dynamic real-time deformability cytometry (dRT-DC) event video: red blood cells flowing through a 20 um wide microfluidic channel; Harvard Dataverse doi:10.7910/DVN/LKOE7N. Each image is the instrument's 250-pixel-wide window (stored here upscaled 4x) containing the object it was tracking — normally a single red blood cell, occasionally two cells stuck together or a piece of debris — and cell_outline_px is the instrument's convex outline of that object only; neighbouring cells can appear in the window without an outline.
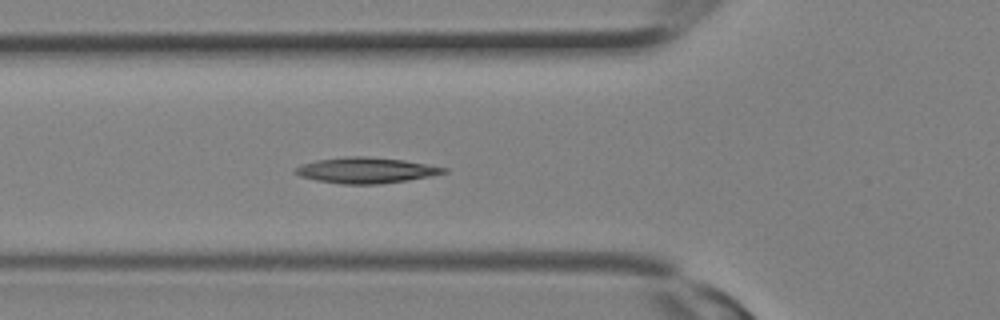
{"species": "Egyptian fruit bat (a non-hibernating species)", "species_latin": "Rousettus aegyptiacus", "temperature_condition": "room temperature", "stored_images_in_passage": 11, "camera_frame_rate_fps": 3000, "um_per_image_px": 0.085, "animal": {"sex": "female"}, "frame": {"image": 1, "passage_image": 4, "time_ms": 1.0, "image_size_px": [1000, 320], "cell_outline_px": [[448, 172], [432, 176], [408, 180], [380, 184], [344, 184], [316, 180], [300, 176], [292, 172], [296, 168], [304, 164], [316, 160], [344, 156], [368, 156], [404, 160], [448, 168]], "centroid_in_image_um": [31.13, 14.47], "position_along_channel_um": 94.7, "area_um2": 22.31}}
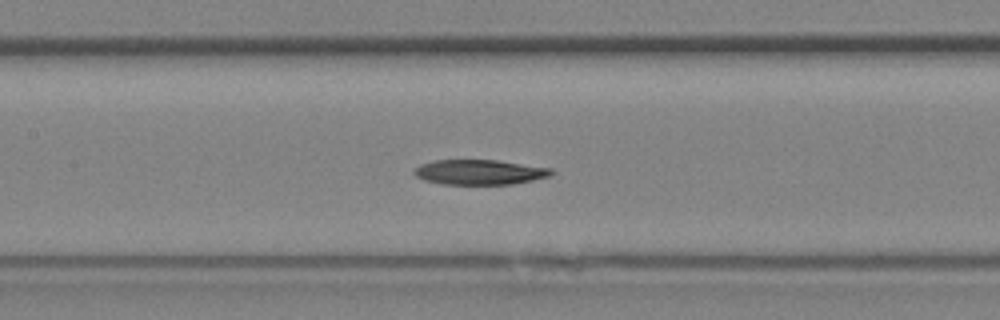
{"frame": {"image": 2, "passage_image": 7, "time_ms": 2.0, "image_size_px": [1000, 320], "cell_outline_px": [[556, 172], [548, 176], [532, 180], [512, 184], [444, 184], [424, 180], [416, 176], [412, 172], [420, 164], [432, 160], [496, 160], [552, 168]], "centroid_in_image_um": [40.75, 14.62], "position_along_channel_um": 166.6, "area_um2": 19.94}}